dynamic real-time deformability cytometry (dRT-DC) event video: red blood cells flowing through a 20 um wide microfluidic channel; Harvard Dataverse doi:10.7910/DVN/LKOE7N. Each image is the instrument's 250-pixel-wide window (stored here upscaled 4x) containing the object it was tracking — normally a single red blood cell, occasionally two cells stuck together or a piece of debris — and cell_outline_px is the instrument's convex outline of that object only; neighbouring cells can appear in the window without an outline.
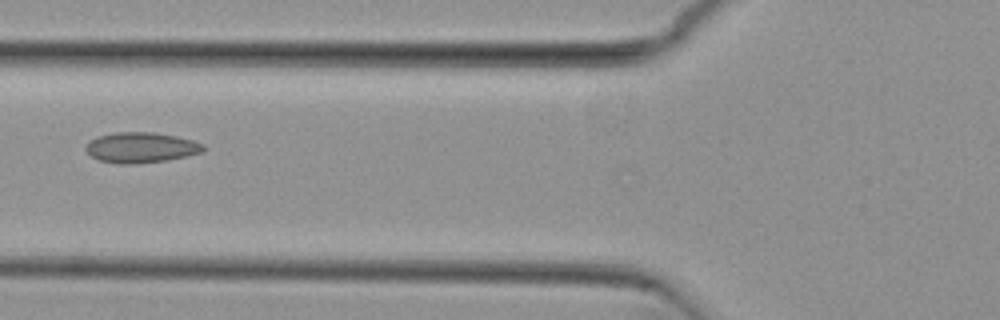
{"species": "common noctule bat (a hibernating species)", "species_latin": "Nyctalus noctula", "temperature_condition": "cold", "stored_images_in_passage": 6, "camera_frame_rate_fps": 3000, "um_per_image_px": 0.085, "animal": {"sex": "female", "body_mass_g": 29.2, "forearm_length_mm": 56.3}, "frame": {"image": 1, "passage_image": 5, "time_ms": 1.333, "image_size_px": [1000, 320], "cell_outline_px": [[204, 152], [164, 160], [132, 164], [120, 164], [100, 160], [92, 156], [84, 148], [96, 136], [112, 132], [152, 132], [176, 136], [192, 140], [204, 144]], "centroid_in_image_um": [11.98, 12.53], "position_along_channel_um": 113.8, "area_um2": 20.63}}